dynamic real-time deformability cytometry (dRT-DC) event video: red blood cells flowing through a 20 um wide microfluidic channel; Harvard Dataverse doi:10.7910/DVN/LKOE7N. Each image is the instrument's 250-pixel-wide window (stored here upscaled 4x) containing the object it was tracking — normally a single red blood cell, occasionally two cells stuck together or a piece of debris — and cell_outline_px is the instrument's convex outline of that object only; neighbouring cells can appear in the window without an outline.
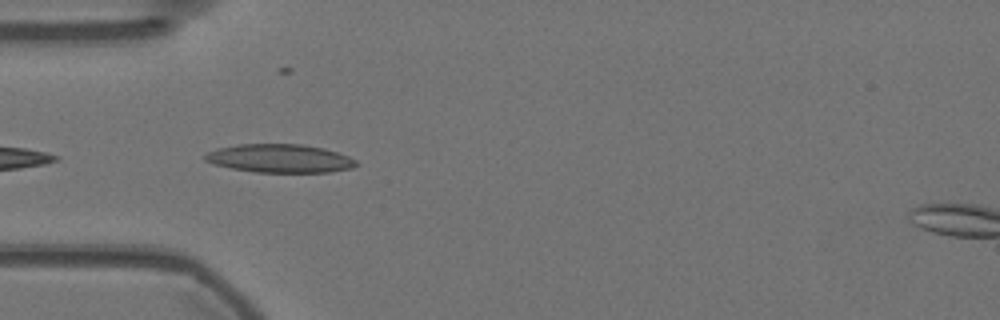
{"species": "Egyptian fruit bat (a non-hibernating species)", "species_latin": "Rousettus aegyptiacus", "temperature_condition": "warm", "stored_images_in_passage": 4, "camera_frame_rate_fps": 3000, "um_per_image_px": 0.085, "animal": {"sex": "female"}, "frame": {"image": 1, "passage_image": 2, "time_ms": 0.333, "image_size_px": [1000, 320], "cell_outline_px": [[360, 164], [352, 168], [328, 172], [256, 172], [232, 168], [216, 164], [204, 160], [204, 156], [208, 152], [216, 148], [236, 144], [300, 144], [324, 148], [348, 156], [356, 160]], "centroid_in_image_um": [23.8, 13.46], "position_along_channel_um": 61.2, "area_um2": 24.97}}